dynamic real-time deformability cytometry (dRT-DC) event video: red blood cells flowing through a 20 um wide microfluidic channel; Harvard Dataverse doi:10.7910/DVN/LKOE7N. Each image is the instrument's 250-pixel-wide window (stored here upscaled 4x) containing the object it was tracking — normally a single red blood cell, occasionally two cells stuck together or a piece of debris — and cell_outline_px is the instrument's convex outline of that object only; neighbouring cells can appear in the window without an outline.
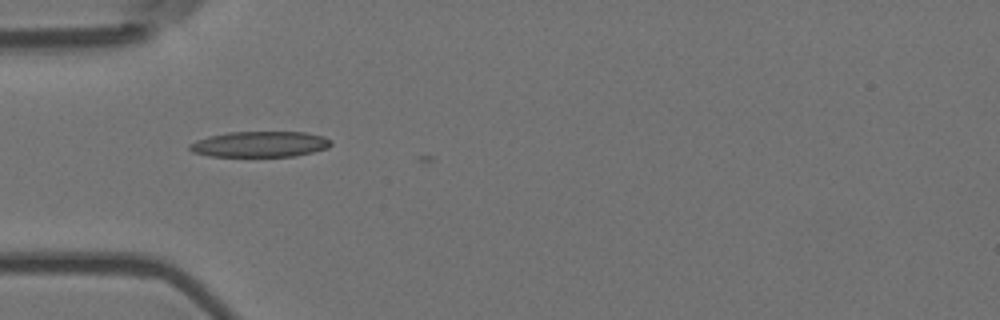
{"species": "Egyptian fruit bat (a non-hibernating species)", "species_latin": "Rousettus aegyptiacus", "temperature_condition": "room temperature", "stored_images_in_passage": 2, "camera_frame_rate_fps": 3000, "um_per_image_px": 0.085, "animal": {"sex": "female"}, "frame": {"image": 1, "passage_image": 1, "time_ms": 0.0, "image_size_px": [1000, 320], "cell_outline_px": [[332, 144], [328, 148], [296, 156], [208, 156], [192, 152], [188, 148], [188, 144], [196, 140], [208, 136], [228, 132], [304, 132], [324, 136], [332, 140]], "centroid_in_image_um": [22.08, 12.25], "position_along_channel_um": 62.9, "area_um2": 21.33}}